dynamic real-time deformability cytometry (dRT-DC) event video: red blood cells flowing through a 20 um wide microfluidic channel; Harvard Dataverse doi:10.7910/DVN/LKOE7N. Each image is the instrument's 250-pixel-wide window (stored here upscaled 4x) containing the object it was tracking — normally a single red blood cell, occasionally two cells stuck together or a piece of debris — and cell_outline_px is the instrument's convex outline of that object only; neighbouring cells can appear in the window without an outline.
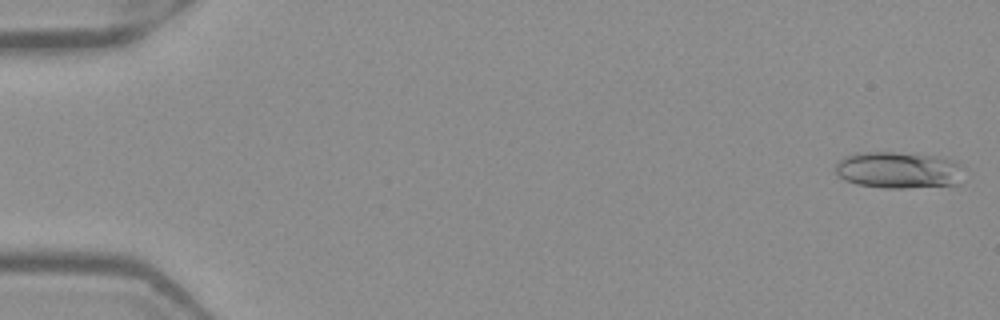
{"species": "Egyptian fruit bat (a non-hibernating species)", "species_latin": "Rousettus aegyptiacus", "temperature_condition": "warm", "stored_images_in_passage": 13, "camera_frame_rate_fps": 3000, "um_per_image_px": 0.085, "frame": {"image": 1, "passage_image": 1, "time_ms": 0.0, "image_size_px": [1000, 320], "cell_outline_px": [[960, 184], [904, 188], [884, 188], [856, 184], [844, 180], [836, 172], [836, 160], [844, 156], [856, 152], [896, 152], [936, 156], [956, 160], [960, 164]], "centroid_in_image_um": [76.33, 14.44], "position_along_channel_um": 8.7, "area_um2": 27.57}}